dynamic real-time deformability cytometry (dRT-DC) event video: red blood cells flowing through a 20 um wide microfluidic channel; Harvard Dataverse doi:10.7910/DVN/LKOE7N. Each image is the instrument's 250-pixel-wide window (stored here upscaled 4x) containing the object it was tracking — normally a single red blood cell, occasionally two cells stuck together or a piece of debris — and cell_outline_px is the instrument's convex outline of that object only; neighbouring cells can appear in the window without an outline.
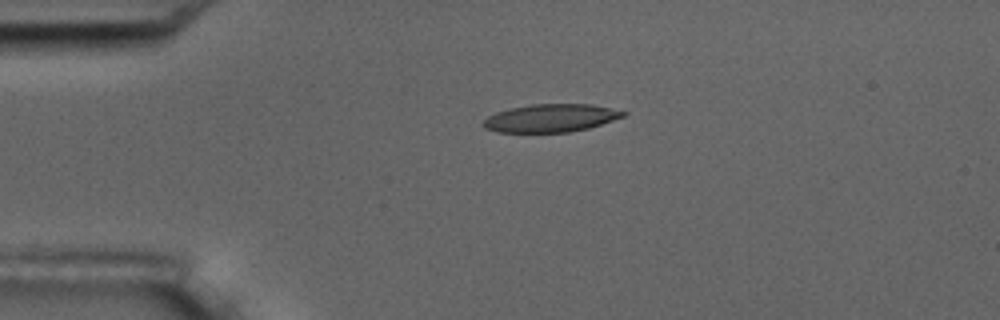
{"species": "common noctule bat (a hibernating species)", "species_latin": "Nyctalus noctula", "temperature_condition": "room temperature", "stored_images_in_passage": 5, "camera_frame_rate_fps": 3000, "um_per_image_px": 0.085, "animal": {"sex": "male", "body_mass_g": 17.5, "forearm_length_mm": 52.3}, "frame": {"image": 1, "passage_image": 4, "time_ms": 3.333, "image_size_px": [1000, 320], "cell_outline_px": [[628, 112], [624, 116], [588, 128], [568, 132], [496, 132], [484, 128], [484, 120], [488, 116], [496, 112], [512, 108], [532, 104], [592, 104]], "centroid_in_image_um": [46.8, 10.03], "position_along_channel_um": 38.2, "area_um2": 22.54}}